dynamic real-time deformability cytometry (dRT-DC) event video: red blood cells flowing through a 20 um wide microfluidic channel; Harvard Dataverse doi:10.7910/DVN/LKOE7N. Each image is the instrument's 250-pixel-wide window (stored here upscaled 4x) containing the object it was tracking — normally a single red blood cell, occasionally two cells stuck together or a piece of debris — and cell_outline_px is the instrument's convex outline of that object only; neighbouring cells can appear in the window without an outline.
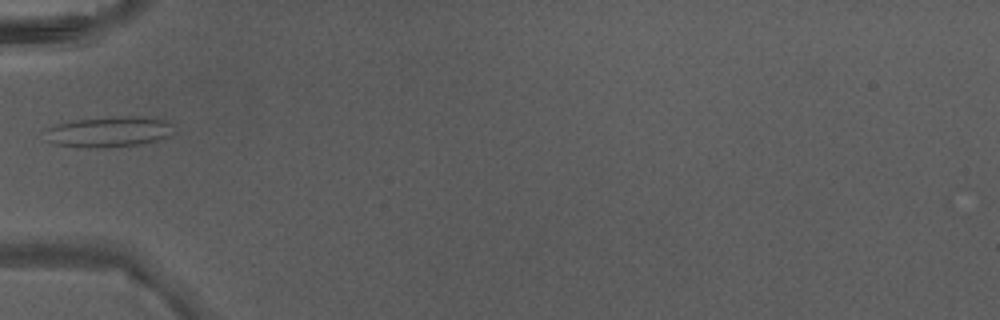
{"species": "Egyptian fruit bat (a non-hibernating species)", "species_latin": "Rousettus aegyptiacus", "temperature_condition": "warm", "stored_images_in_passage": 5, "camera_frame_rate_fps": 3000, "um_per_image_px": 0.085, "animal": {"sex": "male"}, "frame": {"image": 1, "passage_image": 5, "time_ms": 1.333, "image_size_px": [1000, 320], "cell_outline_px": [[172, 124], [168, 136], [156, 140], [140, 144], [52, 144], [44, 140], [40, 132], [44, 128], [56, 124], [72, 120], [124, 116], [132, 116], [164, 120]], "centroid_in_image_um": [9.13, 11.14], "position_along_channel_um": 75.9, "area_um2": 21.68}}